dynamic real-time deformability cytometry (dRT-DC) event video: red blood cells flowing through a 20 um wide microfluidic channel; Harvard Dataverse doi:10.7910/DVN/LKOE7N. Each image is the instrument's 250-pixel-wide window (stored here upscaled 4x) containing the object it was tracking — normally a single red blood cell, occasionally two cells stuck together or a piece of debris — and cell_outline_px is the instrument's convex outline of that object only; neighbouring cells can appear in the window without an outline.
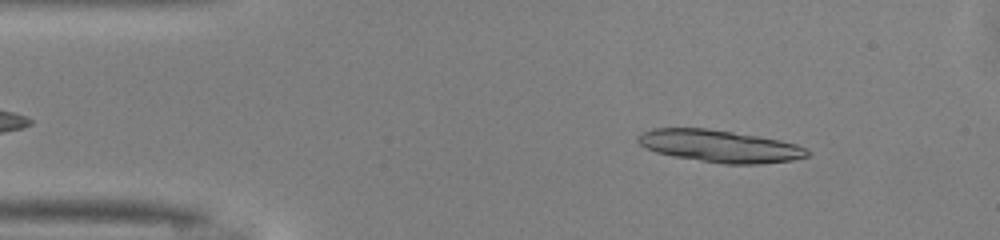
{"species": "common noctule bat (a hibernating species)", "species_latin": "Nyctalus noctula", "temperature_condition": "warm", "stored_images_in_passage": 46, "camera_frame_rate_fps": 3000, "um_per_image_px": 0.085, "animal": {"sex": "male", "body_mass_g": 13.0, "forearm_length_mm": 53.1}, "frame": {"image": 1, "passage_image": 5, "time_ms": 1.333, "image_size_px": [1000, 240], "cell_outline_px": [[812, 152], [808, 156], [792, 160], [760, 164], [724, 164], [672, 156], [656, 152], [640, 144], [636, 140], [636, 136], [652, 128], [708, 128], [780, 140], [796, 144]], "centroid_in_image_um": [61.17, 12.42], "position_along_channel_um": 23.8, "area_um2": 31.67}}
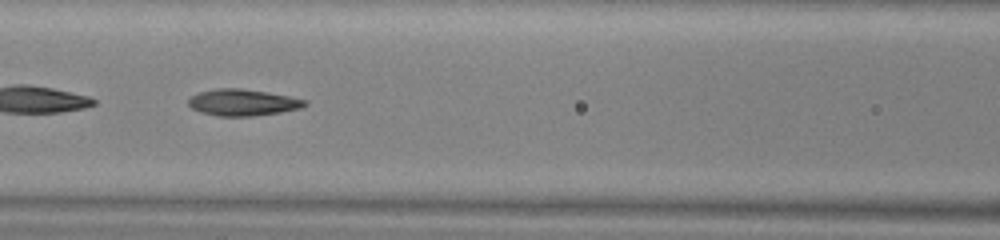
{"frame": {"image": 2, "passage_image": 19, "time_ms": 6.0, "image_size_px": [1000, 240], "cell_outline_px": [[308, 104], [300, 108], [280, 112], [252, 116], [220, 116], [200, 112], [192, 108], [188, 104], [188, 100], [192, 96], [200, 92], [216, 88], [240, 88], [268, 92], [308, 100]], "centroid_in_image_um": [20.64, 8.7], "position_along_channel_um": 146.0, "area_um2": 17.92}}
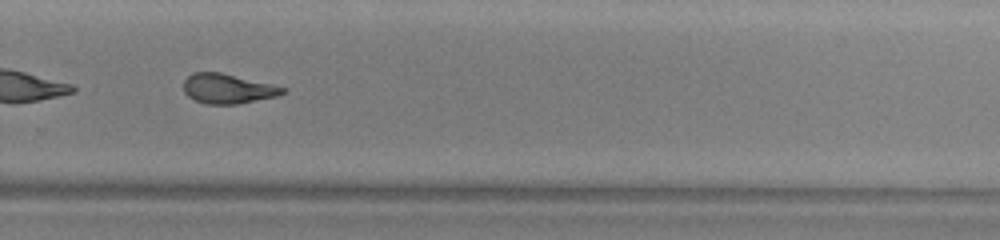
{"frame": {"image": 3, "passage_image": 31, "time_ms": 10.0, "image_size_px": [1000, 240], "cell_outline_px": [[288, 92], [276, 96], [236, 104], [208, 104], [196, 100], [188, 96], [184, 92], [184, 80], [192, 72], [220, 72], [272, 84], [284, 88]], "centroid_in_image_um": [19.34, 7.53], "position_along_channel_um": 310.5, "area_um2": 16.99}, "authors_computed_cell_mechanics": {"area_um2": 18.0625, "velocity_mm_per_s": 4.124, "shape_relaxation_time_tau1_ms": 5.1487, "shape_relaxation_time_tau2_ms": 3.4643, "deformation_change_tau1": 0.1859, "deformation_change_tau2": 0.0836}}